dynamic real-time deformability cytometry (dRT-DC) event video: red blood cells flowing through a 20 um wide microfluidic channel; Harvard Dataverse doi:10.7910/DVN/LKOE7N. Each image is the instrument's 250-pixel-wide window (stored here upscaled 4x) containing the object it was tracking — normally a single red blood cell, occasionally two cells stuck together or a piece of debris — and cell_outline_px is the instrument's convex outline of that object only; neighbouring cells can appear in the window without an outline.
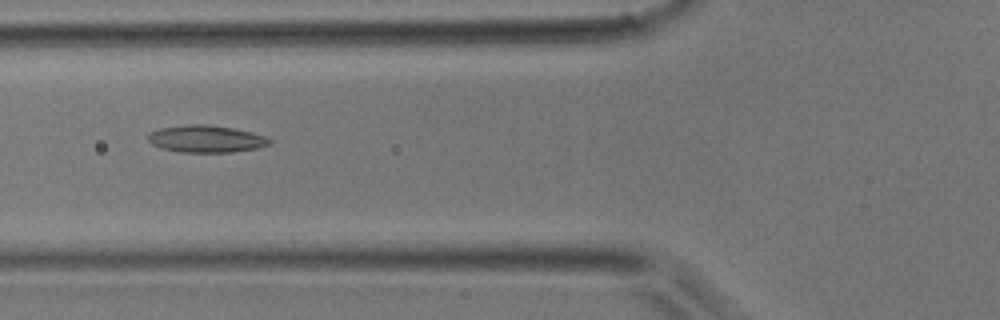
{"species": "common noctule bat (a hibernating species)", "species_latin": "Nyctalus noctula", "temperature_condition": "room temperature", "stored_images_in_passage": 36, "camera_frame_rate_fps": 3000, "um_per_image_px": 0.085, "animal": {"sex": "male", "body_mass_g": 17.9}, "frame": {"image": 1, "passage_image": 9, "time_ms": 2.667, "image_size_px": [1000, 320], "cell_outline_px": [[272, 144], [260, 148], [232, 152], [180, 152], [160, 148], [152, 144], [148, 140], [148, 132], [160, 128], [184, 124], [204, 124], [232, 128], [264, 136], [272, 140]], "centroid_in_image_um": [17.5, 11.81], "position_along_channel_um": 108.3, "area_um2": 19.31}}
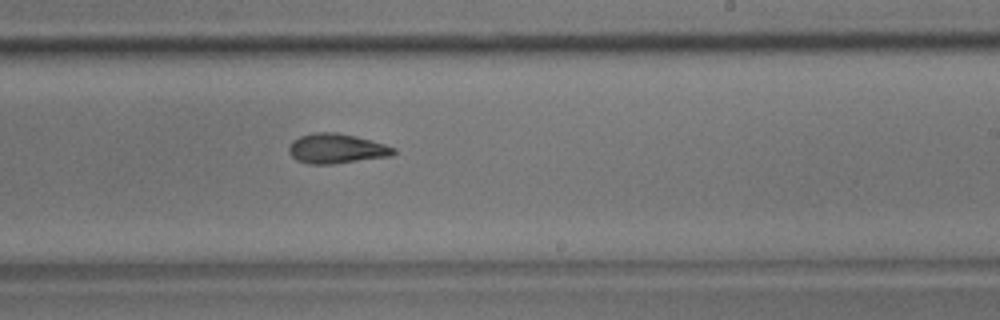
{"frame": {"image": 2, "passage_image": 19, "time_ms": 6.0, "image_size_px": [1000, 320], "cell_outline_px": [[396, 152], [392, 156], [332, 164], [308, 164], [296, 160], [288, 152], [288, 148], [292, 140], [300, 136], [312, 132], [336, 132], [356, 136], [384, 144], [396, 148]], "centroid_in_image_um": [28.58, 12.63], "position_along_channel_um": 260.4, "area_um2": 18.32}}
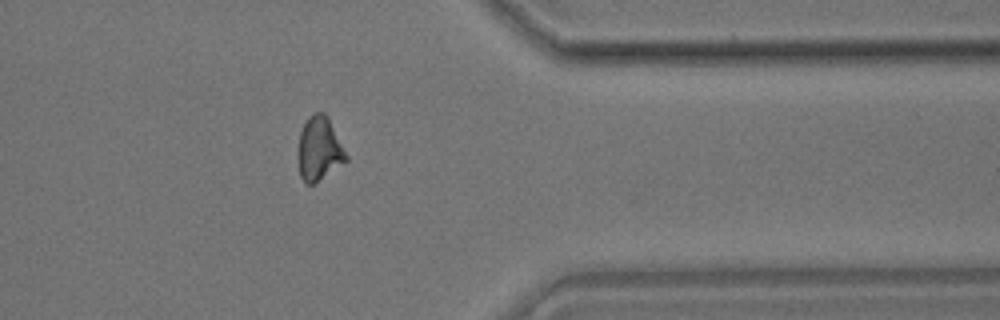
{"frame": {"image": 3, "passage_image": 28, "time_ms": 9.0, "image_size_px": [1000, 320], "cell_outline_px": [[348, 160], [316, 184], [304, 184], [300, 176], [300, 132], [308, 116], [312, 112], [324, 112], [328, 116], [348, 156]], "centroid_in_image_um": [27.17, 12.66], "position_along_channel_um": 384.2, "area_um2": 17.8}}